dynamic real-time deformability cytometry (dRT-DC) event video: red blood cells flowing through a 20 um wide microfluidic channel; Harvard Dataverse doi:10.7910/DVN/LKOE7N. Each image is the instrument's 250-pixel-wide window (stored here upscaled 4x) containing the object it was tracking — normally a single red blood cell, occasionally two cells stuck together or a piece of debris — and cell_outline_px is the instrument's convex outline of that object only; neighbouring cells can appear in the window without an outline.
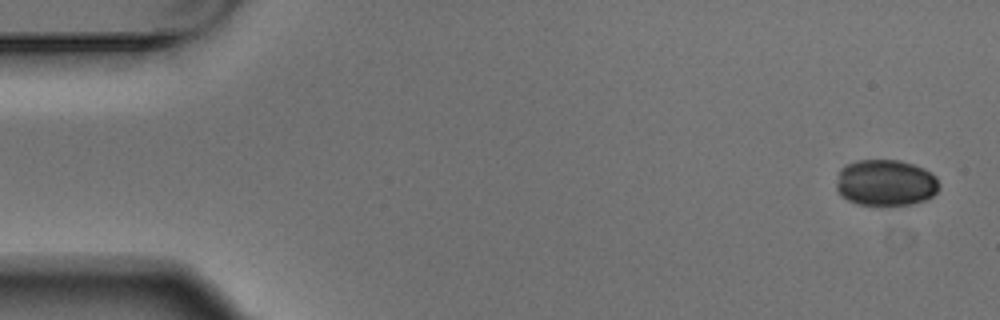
{"species": "Egyptian fruit bat (a non-hibernating species)", "species_latin": "Rousettus aegyptiacus", "temperature_condition": "warm", "stored_images_in_passage": 5, "camera_frame_rate_fps": 3000, "um_per_image_px": 0.085, "animal": {"sex": "male"}, "frame": {"image": 1, "passage_image": 1, "time_ms": 0.0, "image_size_px": [1000, 320], "cell_outline_px": [[940, 188], [932, 196], [924, 200], [912, 204], [860, 204], [848, 200], [840, 196], [836, 188], [836, 184], [840, 168], [844, 164], [856, 160], [900, 160], [924, 168], [932, 172], [936, 176], [940, 184]], "centroid_in_image_um": [75.28, 15.51], "position_along_channel_um": 9.7, "area_um2": 27.92}}